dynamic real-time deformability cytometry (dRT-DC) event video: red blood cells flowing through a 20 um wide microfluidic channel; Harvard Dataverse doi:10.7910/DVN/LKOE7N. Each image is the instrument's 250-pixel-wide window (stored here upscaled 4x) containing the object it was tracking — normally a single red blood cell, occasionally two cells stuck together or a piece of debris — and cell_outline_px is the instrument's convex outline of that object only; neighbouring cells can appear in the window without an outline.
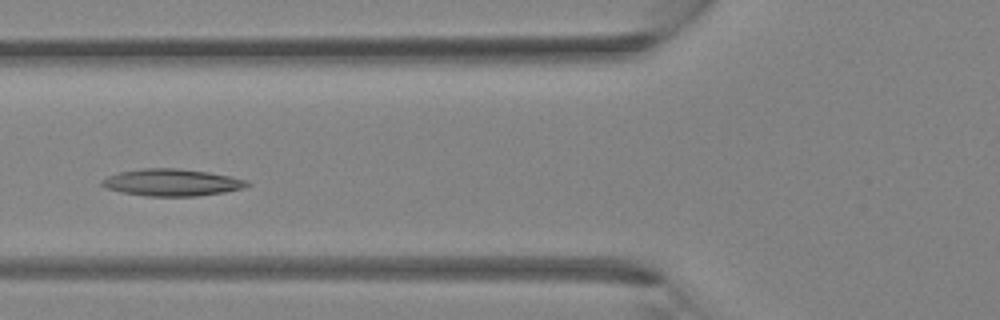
{"species": "Egyptian fruit bat (a non-hibernating species)", "species_latin": "Rousettus aegyptiacus", "temperature_condition": "room temperature", "stored_images_in_passage": 3, "camera_frame_rate_fps": 3000, "um_per_image_px": 0.085, "animal": {"sex": "female"}, "frame": {"image": 1, "passage_image": 3, "time_ms": 2.333, "image_size_px": [1000, 320], "cell_outline_px": [[252, 184], [244, 188], [224, 192], [196, 196], [144, 196], [120, 192], [104, 188], [100, 184], [100, 180], [108, 176], [120, 172], [144, 168], [176, 168], [208, 172], [232, 176], [248, 180]], "centroid_in_image_um": [14.61, 15.51], "position_along_channel_um": 111.2, "area_um2": 23.06}}